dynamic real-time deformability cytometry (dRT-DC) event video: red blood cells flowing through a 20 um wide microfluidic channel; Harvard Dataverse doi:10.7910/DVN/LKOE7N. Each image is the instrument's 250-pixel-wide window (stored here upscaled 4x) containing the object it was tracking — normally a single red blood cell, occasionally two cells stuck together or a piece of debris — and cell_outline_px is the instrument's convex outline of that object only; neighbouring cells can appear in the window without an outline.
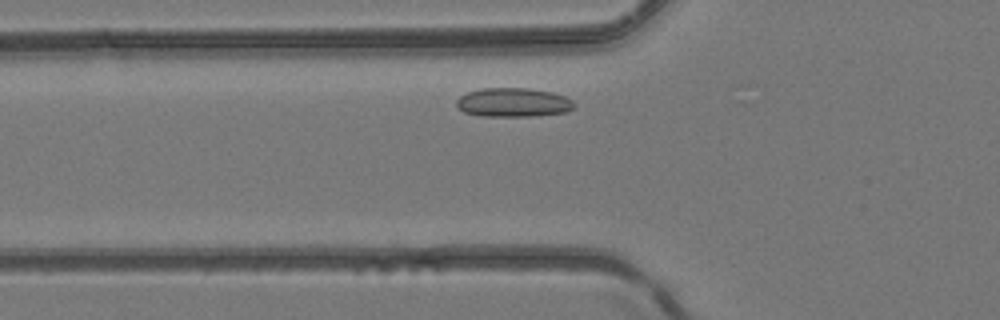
{"species": "common noctule bat (a hibernating species)", "species_latin": "Nyctalus noctula", "temperature_condition": "room temperature", "stored_images_in_passage": 25, "camera_frame_rate_fps": 3000, "um_per_image_px": 0.085, "animal": {"sex": "female", "body_mass_g": 24.6, "forearm_length_mm": 56.2}, "frame": {"image": 1, "passage_image": 14, "time_ms": 4.333, "image_size_px": [1000, 320], "cell_outline_px": [[576, 108], [568, 112], [532, 116], [484, 116], [464, 112], [456, 104], [456, 100], [460, 96], [468, 92], [480, 88], [532, 88], [552, 92], [564, 96], [572, 100], [576, 104]], "centroid_in_image_um": [43.68, 8.7], "position_along_channel_um": 82.1, "area_um2": 20.06}}
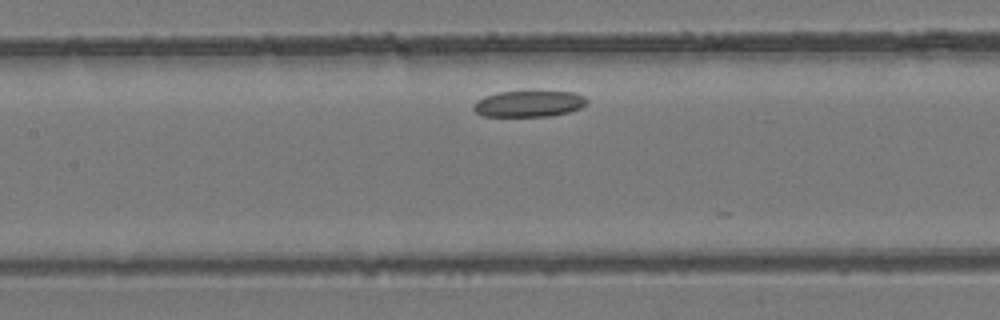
{"frame": {"image": 2, "passage_image": 20, "time_ms": 6.333, "image_size_px": [1000, 320], "cell_outline_px": [[588, 104], [580, 108], [568, 112], [548, 116], [480, 116], [472, 108], [472, 104], [476, 100], [484, 96], [496, 92], [528, 88], [532, 88], [576, 92], [584, 96], [588, 100]], "centroid_in_image_um": [44.95, 8.75], "position_along_channel_um": 162.4, "area_um2": 18.61}}
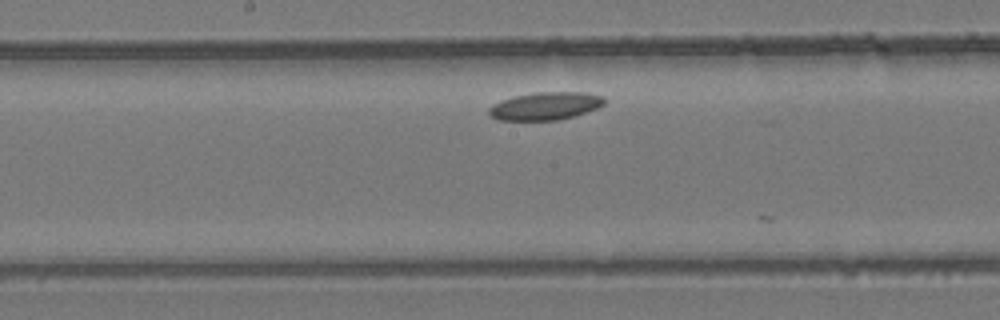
{"frame": {"image": 3, "passage_image": 23, "time_ms": 7.333, "image_size_px": [1000, 320], "cell_outline_px": [[604, 104], [596, 108], [572, 116], [556, 120], [496, 120], [488, 116], [488, 108], [492, 104], [516, 96], [536, 92], [584, 92], [604, 96]], "centroid_in_image_um": [46.31, 9.01], "position_along_channel_um": 201.9, "area_um2": 18.55}}